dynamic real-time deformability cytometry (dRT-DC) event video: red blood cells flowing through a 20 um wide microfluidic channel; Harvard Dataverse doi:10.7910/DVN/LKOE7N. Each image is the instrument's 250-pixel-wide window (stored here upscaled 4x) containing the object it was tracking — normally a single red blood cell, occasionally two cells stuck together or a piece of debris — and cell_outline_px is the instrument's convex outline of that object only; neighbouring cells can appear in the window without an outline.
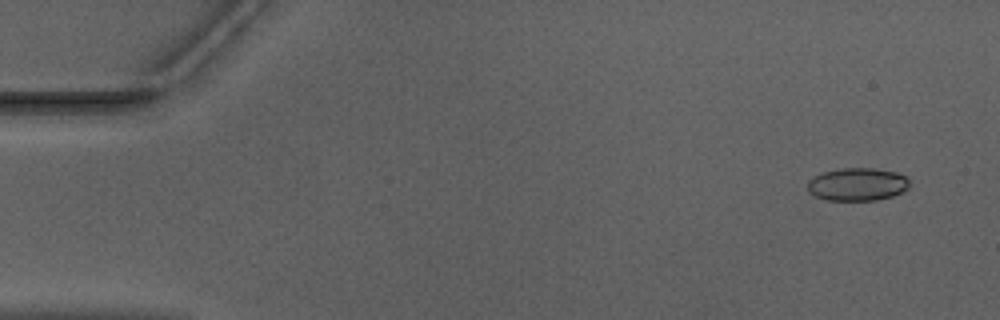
{"species": "Egyptian fruit bat (a non-hibernating species)", "species_latin": "Rousettus aegyptiacus", "temperature_condition": "warm", "stored_images_in_passage": 53, "camera_frame_rate_fps": 3000, "um_per_image_px": 0.085, "animal": {"sex": "male"}, "frame": {"image": 1, "passage_image": 4, "time_ms": 1.0, "image_size_px": [1000, 320], "cell_outline_px": [[908, 188], [892, 196], [876, 200], [824, 200], [808, 192], [808, 180], [824, 172], [844, 168], [876, 168], [896, 172], [904, 176], [908, 180]], "centroid_in_image_um": [72.86, 15.67], "position_along_channel_um": 12.1, "area_um2": 19.36}}
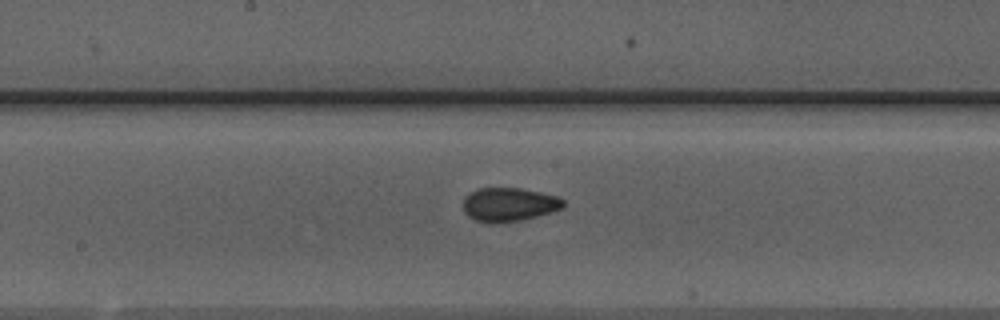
{"frame": {"image": 2, "passage_image": 28, "time_ms": 9.0, "image_size_px": [1000, 320], "cell_outline_px": [[564, 208], [552, 212], [520, 220], [496, 224], [492, 224], [476, 220], [468, 216], [464, 212], [464, 196], [480, 188], [520, 188], [560, 196], [564, 200]], "centroid_in_image_um": [43.29, 17.39], "position_along_channel_um": 204.9, "area_um2": 19.83}}
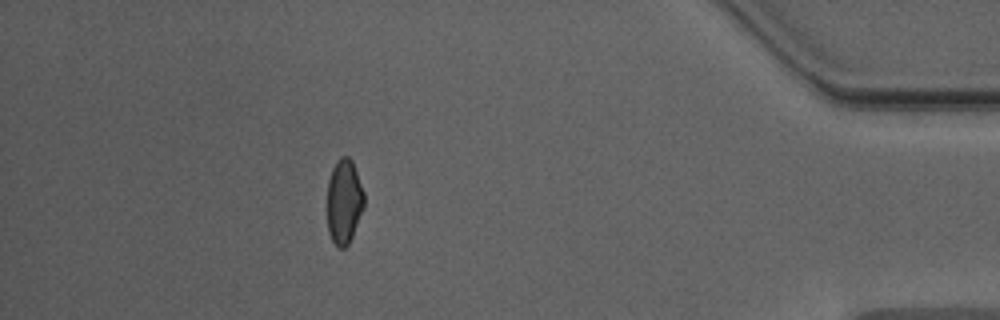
{"frame": {"image": 3, "passage_image": 47, "time_ms": 15.333, "image_size_px": [1000, 320], "cell_outline_px": [[364, 204], [352, 236], [348, 244], [344, 248], [336, 248], [328, 232], [328, 180], [332, 168], [336, 160], [340, 156], [348, 156], [352, 160], [364, 192]], "centroid_in_image_um": [29.23, 17.11], "position_along_channel_um": 406.0, "area_um2": 18.15}, "authors_computed_cell_mechanics": {"area_um2": 19.3052, "velocity_mm_per_s": 3.984, "shape_relaxation_time_tau1_ms": null, "shape_relaxation_time_tau2_ms": 1.1296, "deformation_change_tau1": null, "deformation_change_tau2": 0.0628}}